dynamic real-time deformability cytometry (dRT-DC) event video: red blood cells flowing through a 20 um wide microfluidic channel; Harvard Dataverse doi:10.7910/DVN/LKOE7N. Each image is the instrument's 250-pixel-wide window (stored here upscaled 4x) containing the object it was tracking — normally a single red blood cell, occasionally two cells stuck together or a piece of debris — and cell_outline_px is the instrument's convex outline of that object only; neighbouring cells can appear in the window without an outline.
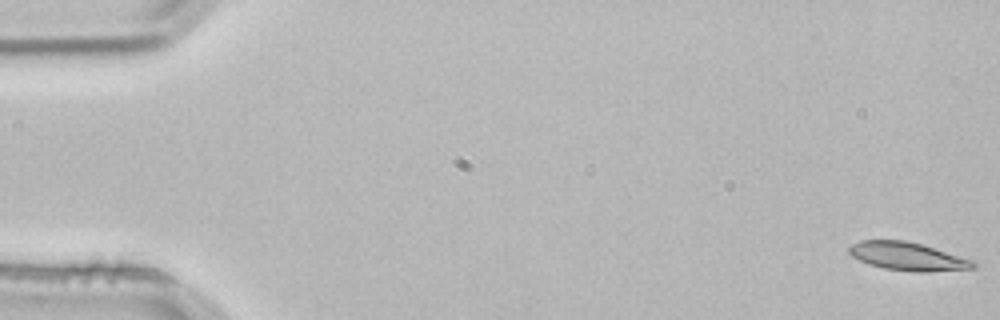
{"species": "common noctule bat (a hibernating species)", "species_latin": "Nyctalus noctula", "temperature_condition": "room temperature", "stored_images_in_passage": 3, "camera_frame_rate_fps": 3000, "um_per_image_px": 0.085, "animal": {"sex": "male", "body_mass_g": 21.5, "forearm_length_mm": 52.0}, "frame": {"image": 1, "passage_image": 1, "time_ms": 0.0, "image_size_px": [1000, 320], "cell_outline_px": [[976, 268], [928, 272], [916, 272], [884, 268], [868, 264], [852, 256], [848, 252], [848, 248], [852, 244], [860, 240], [904, 240], [920, 244], [976, 260]], "centroid_in_image_um": [77.18, 21.8], "position_along_channel_um": 7.8, "area_um2": 20.46}}
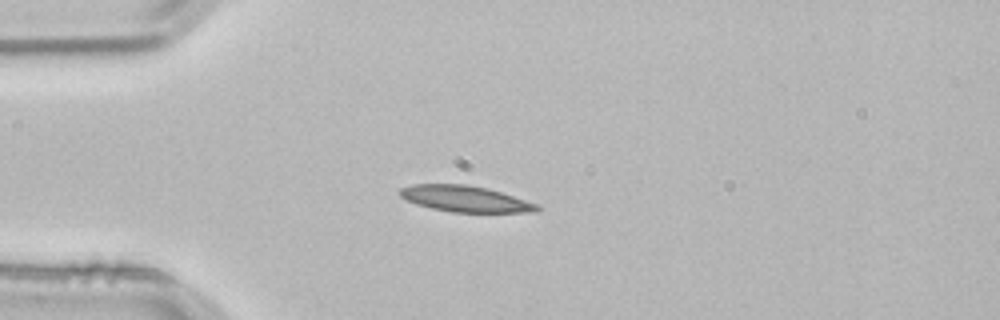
{"frame": {"image": 2, "passage_image": 3, "time_ms": 0.667, "image_size_px": [1000, 320], "cell_outline_px": [[540, 208], [536, 212], [452, 212], [432, 208], [416, 204], [400, 196], [400, 188], [412, 184], [464, 184], [484, 188], [500, 192], [536, 204]], "centroid_in_image_um": [39.5, 16.9], "position_along_channel_um": 45.5, "area_um2": 20.46}}